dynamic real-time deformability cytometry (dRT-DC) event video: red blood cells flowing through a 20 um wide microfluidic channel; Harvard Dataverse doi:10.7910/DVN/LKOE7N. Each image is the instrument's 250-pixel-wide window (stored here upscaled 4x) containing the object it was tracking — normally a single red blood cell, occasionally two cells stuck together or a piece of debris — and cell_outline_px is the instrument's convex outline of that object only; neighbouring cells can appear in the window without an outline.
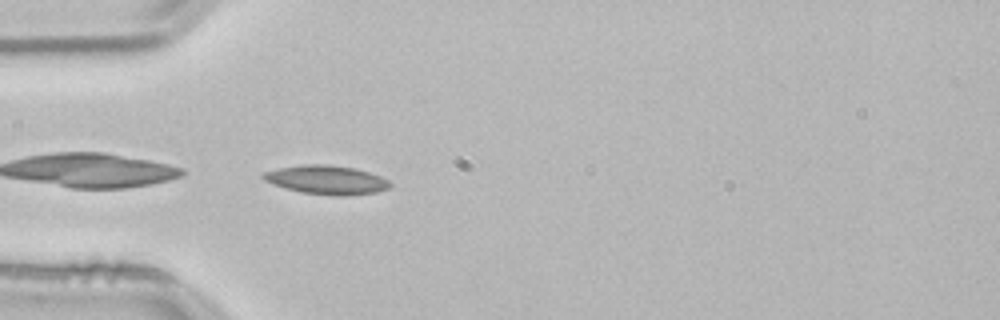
{"species": "common noctule bat (a hibernating species)", "species_latin": "Nyctalus noctula", "temperature_condition": "room temperature", "stored_images_in_passage": 20, "camera_frame_rate_fps": 3000, "um_per_image_px": 0.085, "animal": {"sex": "male", "body_mass_g": 21.5, "forearm_length_mm": 52.0}, "frame": {"image": 1, "passage_image": 1, "time_ms": 0.0, "image_size_px": [1000, 320], "cell_outline_px": [[392, 184], [388, 188], [376, 192], [344, 196], [340, 196], [304, 192], [288, 188], [264, 180], [260, 176], [264, 172], [280, 168], [304, 164], [328, 164], [356, 168], [380, 176], [388, 180]], "centroid_in_image_um": [27.79, 15.27], "position_along_channel_um": 57.2, "area_um2": 20.98}}
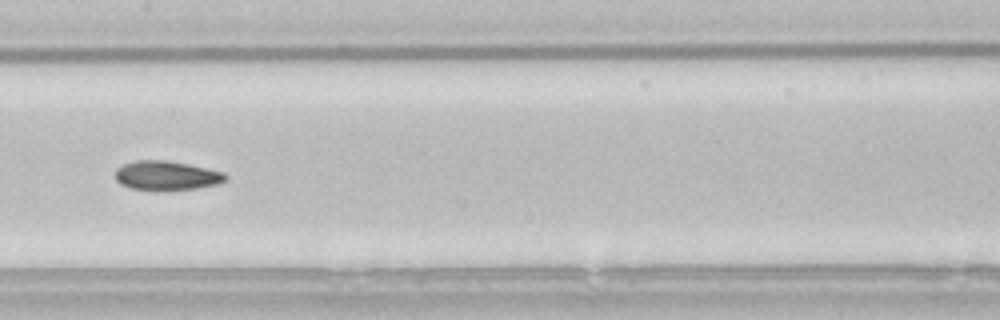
{"frame": {"image": 2, "passage_image": 12, "time_ms": 3.667, "image_size_px": [1000, 320], "cell_outline_px": [[228, 176], [224, 180], [216, 184], [192, 188], [132, 188], [120, 184], [116, 180], [116, 168], [124, 164], [136, 160], [164, 160], [188, 164], [224, 172]], "centroid_in_image_um": [14.13, 14.88], "position_along_channel_um": 193.3, "area_um2": 17.98}}
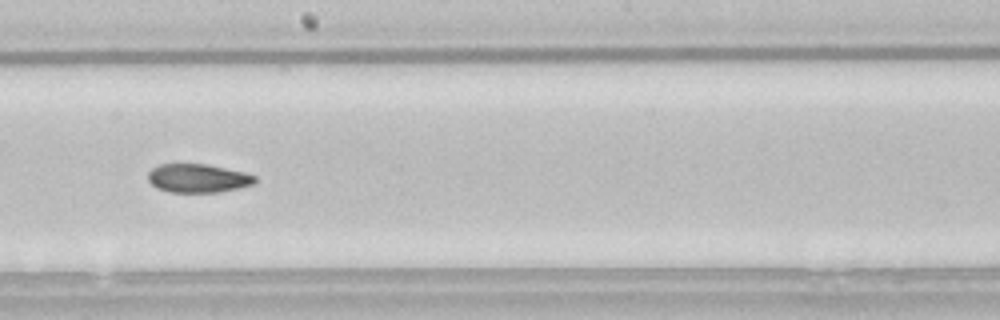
{"frame": {"image": 3, "passage_image": 15, "time_ms": 4.667, "image_size_px": [1000, 320], "cell_outline_px": [[256, 180], [252, 184], [240, 188], [220, 192], [168, 192], [156, 188], [148, 180], [148, 172], [152, 168], [160, 164], [208, 164], [244, 172], [256, 176]], "centroid_in_image_um": [16.81, 15.15], "position_along_channel_um": 231.4, "area_um2": 17.92}}